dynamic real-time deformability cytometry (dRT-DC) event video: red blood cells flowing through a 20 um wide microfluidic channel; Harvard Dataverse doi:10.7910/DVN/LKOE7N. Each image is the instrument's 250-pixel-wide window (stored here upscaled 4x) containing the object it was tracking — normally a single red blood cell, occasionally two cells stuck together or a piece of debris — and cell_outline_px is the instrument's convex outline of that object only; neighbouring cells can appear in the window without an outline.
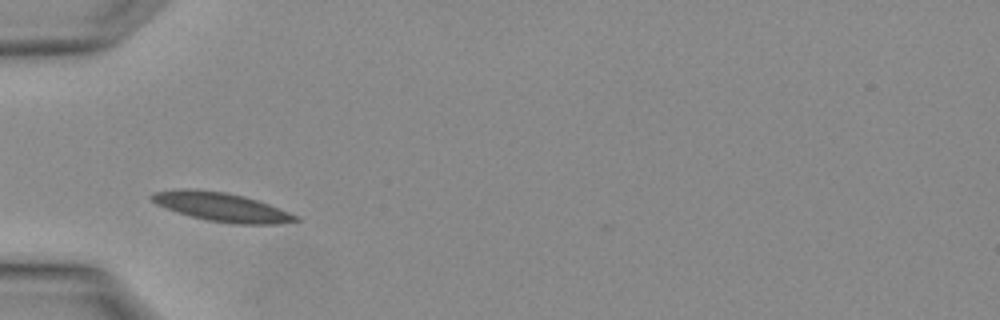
{"species": "Egyptian fruit bat (a non-hibernating species)", "species_latin": "Rousettus aegyptiacus", "temperature_condition": "warm", "stored_images_in_passage": 2, "camera_frame_rate_fps": 3000, "um_per_image_px": 0.085, "animal": {"sex": "female"}, "frame": {"image": 1, "passage_image": 2, "time_ms": 0.333, "image_size_px": [1000, 320], "cell_outline_px": [[300, 220], [276, 224], [232, 224], [208, 220], [192, 216], [156, 204], [152, 200], [152, 196], [156, 192], [180, 188], [192, 188], [224, 192], [244, 196], [268, 204], [300, 216]], "centroid_in_image_um": [18.88, 17.59], "position_along_channel_um": 66.1, "area_um2": 23.81}}